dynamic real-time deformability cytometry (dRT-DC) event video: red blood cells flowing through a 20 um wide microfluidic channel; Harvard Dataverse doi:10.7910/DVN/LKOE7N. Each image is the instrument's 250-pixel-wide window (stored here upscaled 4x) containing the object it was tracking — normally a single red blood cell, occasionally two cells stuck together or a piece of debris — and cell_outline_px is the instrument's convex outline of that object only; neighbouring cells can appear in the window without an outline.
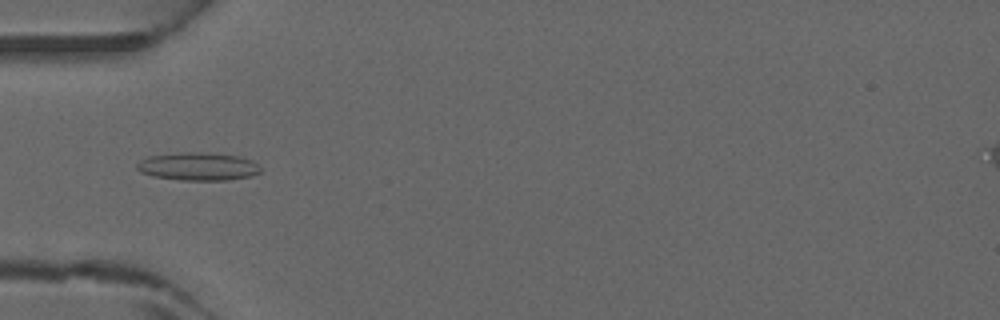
{"species": "common noctule bat (a hibernating species)", "species_latin": "Nyctalus noctula", "temperature_condition": "warm", "stored_images_in_passage": 2, "camera_frame_rate_fps": 3000, "um_per_image_px": 0.085, "animal": {"sex": "male", "forearm_length_mm": 52.5}, "frame": {"image": 1, "passage_image": 1, "time_ms": 0.0, "image_size_px": [1000, 320], "cell_outline_px": [[260, 172], [252, 176], [228, 180], [180, 180], [152, 176], [140, 172], [136, 168], [136, 164], [140, 160], [148, 156], [184, 152], [200, 152], [240, 156], [252, 160], [260, 168]], "centroid_in_image_um": [16.82, 14.15], "position_along_channel_um": 68.2, "area_um2": 20.23}}
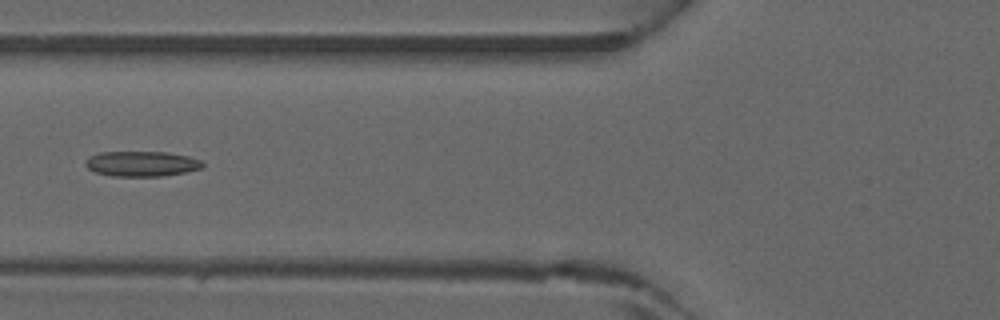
{"frame": {"image": 2, "passage_image": 2, "time_ms": 0.333, "image_size_px": [1000, 320], "cell_outline_px": [[204, 168], [164, 176], [112, 176], [96, 172], [88, 168], [84, 164], [84, 160], [88, 156], [100, 152], [168, 152], [188, 156], [200, 160], [204, 164]], "centroid_in_image_um": [12.02, 13.91], "position_along_channel_um": 113.8, "area_um2": 17.34}}